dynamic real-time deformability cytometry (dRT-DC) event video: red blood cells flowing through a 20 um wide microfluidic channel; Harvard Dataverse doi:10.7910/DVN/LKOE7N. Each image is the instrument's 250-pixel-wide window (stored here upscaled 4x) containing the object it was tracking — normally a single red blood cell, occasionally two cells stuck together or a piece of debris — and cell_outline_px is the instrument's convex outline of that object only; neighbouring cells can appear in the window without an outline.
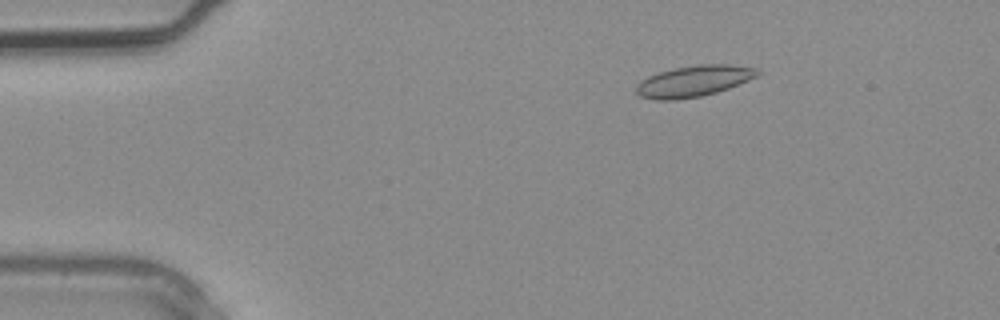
{"species": "common noctule bat (a hibernating species)", "species_latin": "Nyctalus noctula", "temperature_condition": "warm", "stored_images_in_passage": 3, "camera_frame_rate_fps": 3000, "um_per_image_px": 0.085, "animal": {"sex": "male", "body_mass_g": 20.4}, "frame": {"image": 1, "passage_image": 2, "time_ms": 0.333, "image_size_px": [1000, 320], "cell_outline_px": [[760, 72], [756, 76], [748, 80], [728, 88], [716, 92], [700, 96], [676, 100], [656, 100], [640, 96], [636, 92], [636, 84], [640, 80], [648, 76], [660, 72], [676, 68], [700, 64], [728, 64], [756, 68]], "centroid_in_image_um": [58.93, 6.9], "position_along_channel_um": 26.1, "area_um2": 21.79}}